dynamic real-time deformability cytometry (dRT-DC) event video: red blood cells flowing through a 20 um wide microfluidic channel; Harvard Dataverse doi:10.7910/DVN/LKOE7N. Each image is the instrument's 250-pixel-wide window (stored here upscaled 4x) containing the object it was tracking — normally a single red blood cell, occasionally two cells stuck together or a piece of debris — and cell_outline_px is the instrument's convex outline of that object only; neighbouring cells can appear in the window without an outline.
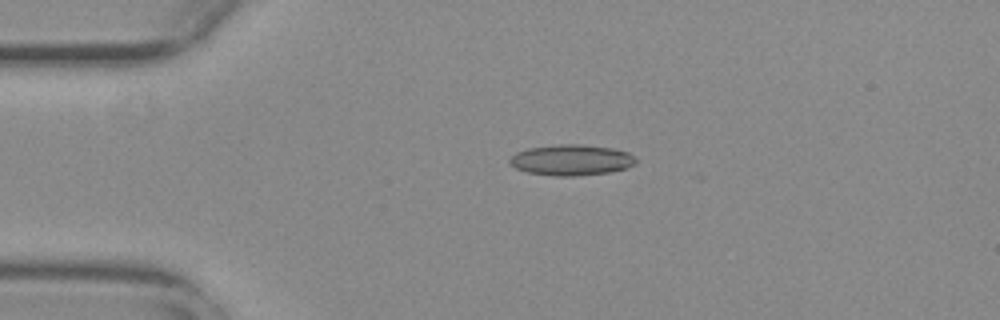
{"species": "common noctule bat (a hibernating species)", "species_latin": "Nyctalus noctula", "temperature_condition": "warm", "stored_images_in_passage": 7, "camera_frame_rate_fps": 3000, "um_per_image_px": 0.085, "animal": {"sex": "female", "body_mass_g": 29.2, "forearm_length_mm": 56.3}, "frame": {"image": 1, "passage_image": 2, "time_ms": 0.333, "image_size_px": [1000, 320], "cell_outline_px": [[636, 164], [628, 168], [608, 172], [576, 176], [556, 176], [528, 172], [516, 168], [508, 164], [508, 160], [516, 152], [528, 148], [560, 144], [576, 144], [612, 148], [628, 152], [636, 160]], "centroid_in_image_um": [48.55, 13.6], "position_along_channel_um": 36.5, "area_um2": 22.6}}